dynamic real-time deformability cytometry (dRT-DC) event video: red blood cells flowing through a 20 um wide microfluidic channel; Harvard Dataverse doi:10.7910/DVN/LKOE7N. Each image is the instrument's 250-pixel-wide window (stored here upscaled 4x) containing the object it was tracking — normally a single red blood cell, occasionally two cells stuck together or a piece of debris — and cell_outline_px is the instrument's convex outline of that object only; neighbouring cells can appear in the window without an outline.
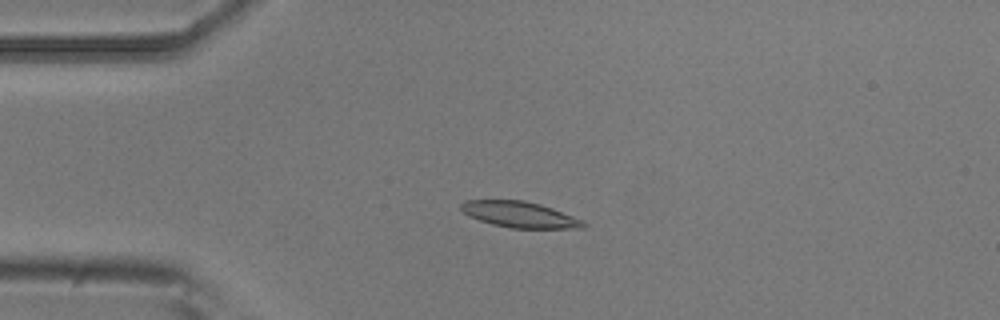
{"species": "common noctule bat (a hibernating species)", "species_latin": "Nyctalus noctula", "temperature_condition": "room temperature", "stored_images_in_passage": 4, "camera_frame_rate_fps": 3000, "um_per_image_px": 0.085, "animal": {"sex": "male", "body_mass_g": 20.5, "forearm_length_mm": 52.5}, "frame": {"image": 1, "passage_image": 3, "time_ms": 2.333, "image_size_px": [1000, 320], "cell_outline_px": [[588, 224], [584, 228], [512, 228], [492, 224], [468, 216], [460, 208], [460, 204], [464, 200], [524, 200], [540, 204], [552, 208], [584, 220]], "centroid_in_image_um": [44.19, 18.23], "position_along_channel_um": 40.8, "area_um2": 18.55}}